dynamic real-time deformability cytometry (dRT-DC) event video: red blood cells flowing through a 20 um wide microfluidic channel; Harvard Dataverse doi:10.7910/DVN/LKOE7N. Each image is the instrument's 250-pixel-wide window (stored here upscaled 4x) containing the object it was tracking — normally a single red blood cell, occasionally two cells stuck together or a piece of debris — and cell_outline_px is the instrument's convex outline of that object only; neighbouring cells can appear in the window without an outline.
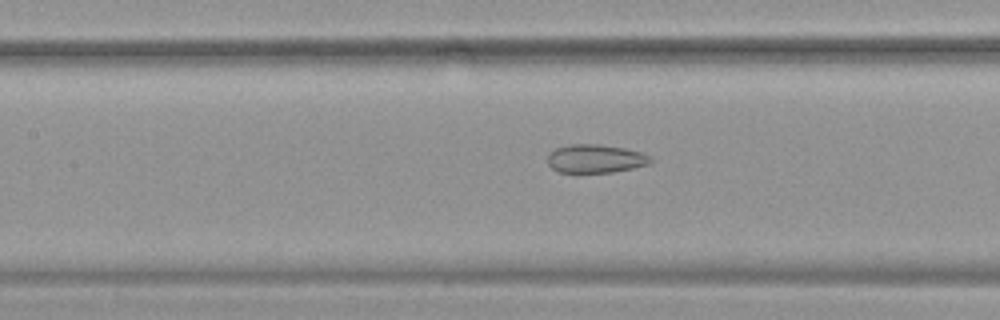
{"species": "common noctule bat (a hibernating species)", "species_latin": "Nyctalus noctula", "temperature_condition": "warm", "stored_images_in_passage": 54, "camera_frame_rate_fps": 3000, "um_per_image_px": 0.085, "animal": {"sex": "female", "body_mass_g": 19.9}, "frame": {"image": 1, "passage_image": 25, "time_ms": 8.0, "image_size_px": [1000, 320], "cell_outline_px": [[652, 160], [648, 164], [632, 168], [612, 172], [560, 172], [552, 168], [548, 164], [548, 156], [556, 148], [568, 144], [600, 144], [624, 148], [640, 152], [648, 156]], "centroid_in_image_um": [50.59, 13.48], "position_along_channel_um": 156.8, "area_um2": 16.82}}
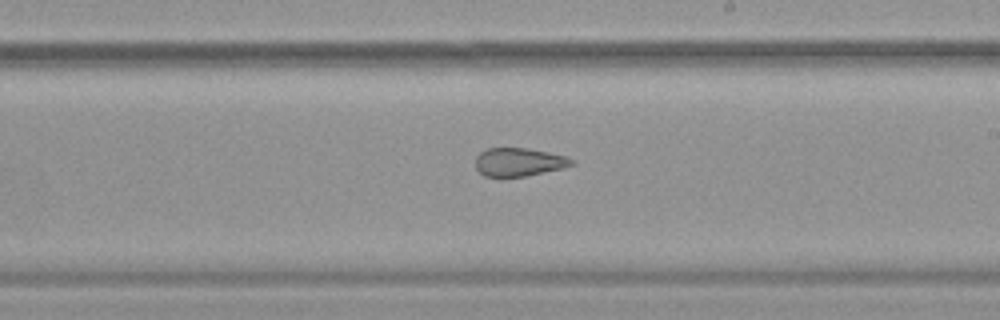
{"frame": {"image": 2, "passage_image": 32, "time_ms": 10.333, "image_size_px": [1000, 320], "cell_outline_px": [[576, 164], [544, 172], [524, 176], [484, 176], [476, 168], [476, 156], [480, 152], [488, 148], [528, 148], [568, 156]], "centroid_in_image_um": [44.1, 13.76], "position_along_channel_um": 244.9, "area_um2": 15.72}}
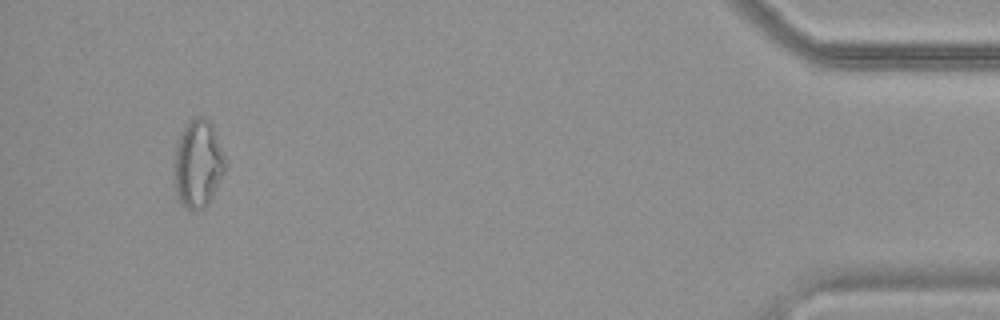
{"frame": {"image": 3, "passage_image": 51, "time_ms": 16.667, "image_size_px": [1000, 320], "cell_outline_px": [[228, 164], [208, 204], [192, 212], [180, 204], [176, 192], [172, 168], [172, 164], [176, 144], [188, 120], [196, 116], [204, 116], [212, 124], [224, 152]], "centroid_in_image_um": [16.81, 13.91], "position_along_channel_um": 418.4, "area_um2": 26.7}, "authors_computed_cell_mechanics": {"area_um2": 22.7732, "velocity_mm_per_s": 3.8059, "shape_relaxation_time_tau1_ms": null, "shape_relaxation_time_tau2_ms": 2.0504, "deformation_change_tau1": null, "deformation_change_tau2": 0.1051}}